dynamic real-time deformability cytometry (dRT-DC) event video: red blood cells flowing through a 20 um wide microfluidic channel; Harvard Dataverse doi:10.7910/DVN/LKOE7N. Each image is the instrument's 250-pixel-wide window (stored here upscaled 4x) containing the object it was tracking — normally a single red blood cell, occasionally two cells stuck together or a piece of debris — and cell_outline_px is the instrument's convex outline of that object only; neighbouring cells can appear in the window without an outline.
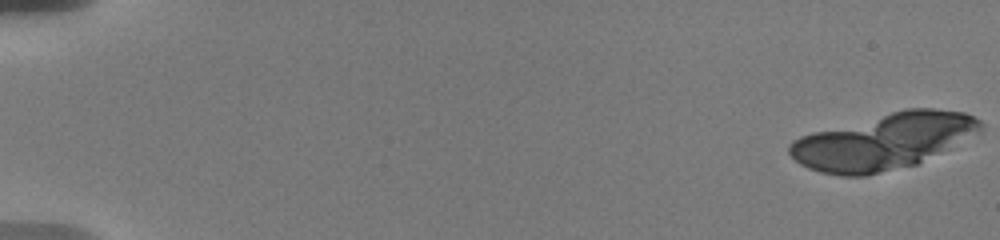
{"species": "human", "species_latin": "Homo sapiens", "temperature_condition": "warm", "stored_images_in_passage": 26, "camera_frame_rate_fps": 3000, "um_per_image_px": 0.085, "donor": {"sex": "male"}, "frame": {"image": 1, "passage_image": 1, "time_ms": 0.0, "image_size_px": [1000, 240], "cell_outline_px": [[984, 132], [916, 164], [864, 176], [840, 176], [820, 172], [808, 168], [800, 164], [788, 152], [788, 144], [792, 140], [800, 136], [812, 132], [904, 108], [932, 108], [964, 112], [980, 120], [984, 124]], "centroid_in_image_um": [75.14, 12.01], "position_along_channel_um": 9.9, "area_um2": 62.6}}